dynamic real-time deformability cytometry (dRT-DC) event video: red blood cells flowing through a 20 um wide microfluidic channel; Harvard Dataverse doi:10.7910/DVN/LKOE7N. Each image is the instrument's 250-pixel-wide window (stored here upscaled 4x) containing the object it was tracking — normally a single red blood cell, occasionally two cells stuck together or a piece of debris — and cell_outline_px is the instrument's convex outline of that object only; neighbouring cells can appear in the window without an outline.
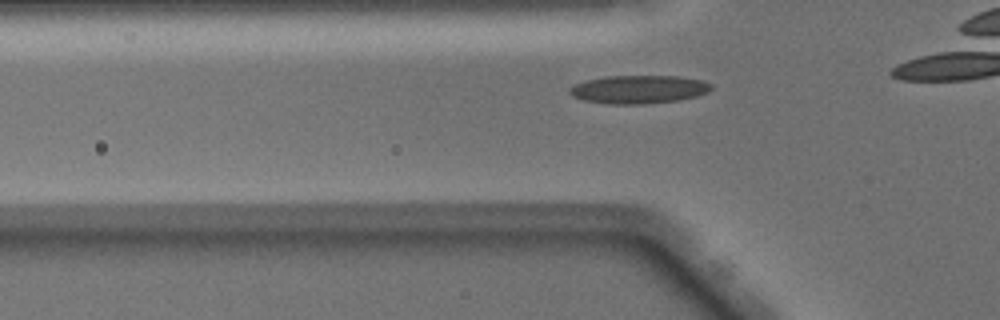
{"species": "Egyptian fruit bat (a non-hibernating species)", "species_latin": "Rousettus aegyptiacus", "temperature_condition": "warm", "stored_images_in_passage": 31, "camera_frame_rate_fps": 3000, "um_per_image_px": 0.085, "animal": {"sex": "male"}, "frame": {"image": 1, "passage_image": 8, "time_ms": 2.333, "image_size_px": [1000, 320], "cell_outline_px": [[712, 88], [708, 92], [696, 96], [680, 100], [644, 104], [608, 104], [584, 100], [572, 96], [568, 92], [568, 88], [584, 80], [608, 76], [676, 76], [700, 80], [712, 84]], "centroid_in_image_um": [54.27, 7.6], "position_along_channel_um": 71.5, "area_um2": 23.35}}
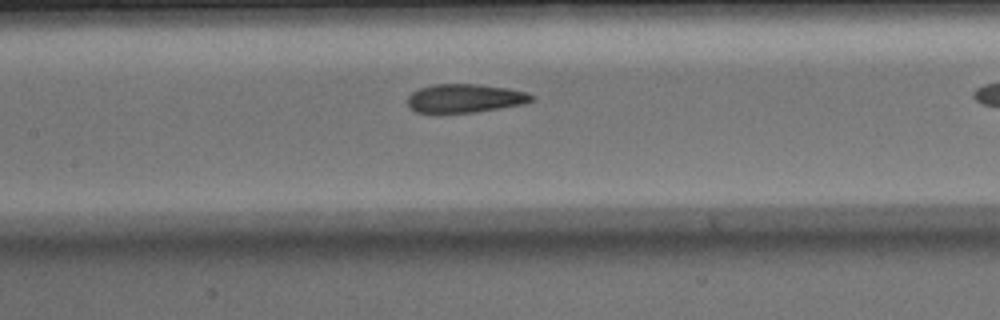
{"frame": {"image": 2, "passage_image": 15, "time_ms": 4.667, "image_size_px": [1000, 320], "cell_outline_px": [[536, 96], [532, 100], [524, 104], [476, 112], [436, 116], [416, 112], [408, 108], [408, 96], [412, 92], [420, 88], [432, 84], [476, 84], [508, 88], [528, 92]], "centroid_in_image_um": [39.46, 8.4], "position_along_channel_um": 167.9, "area_um2": 21.56}}
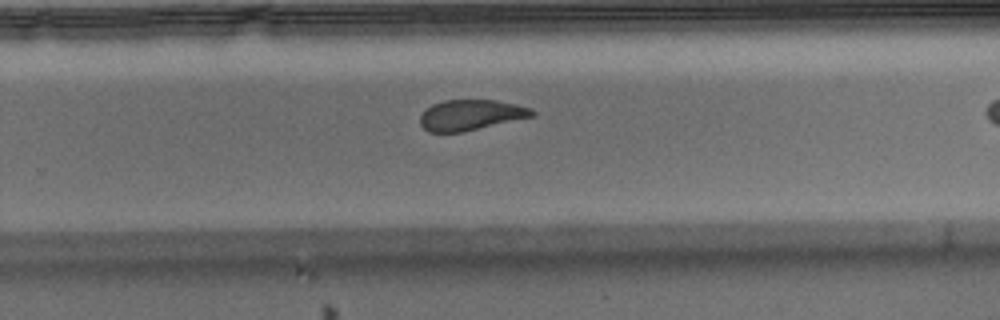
{"frame": {"image": 3, "passage_image": 24, "time_ms": 7.667, "image_size_px": [1000, 320], "cell_outline_px": [[536, 112], [532, 116], [460, 132], [428, 132], [420, 124], [420, 116], [432, 104], [444, 100], [496, 100], [516, 104], [532, 108]], "centroid_in_image_um": [40.0, 9.76], "position_along_channel_um": 289.8, "area_um2": 19.59}}